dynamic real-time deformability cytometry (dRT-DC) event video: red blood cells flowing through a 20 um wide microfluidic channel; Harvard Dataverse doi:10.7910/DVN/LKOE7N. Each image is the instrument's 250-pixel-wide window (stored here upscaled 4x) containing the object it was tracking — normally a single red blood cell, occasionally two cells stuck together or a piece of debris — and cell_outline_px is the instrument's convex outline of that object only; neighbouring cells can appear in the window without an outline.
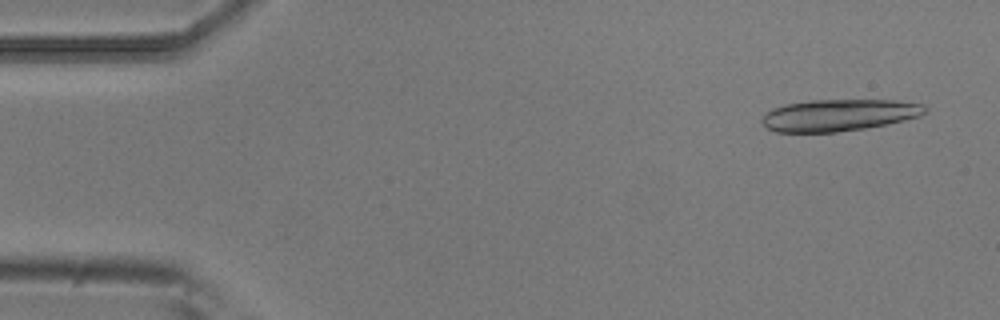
{"species": "common noctule bat (a hibernating species)", "species_latin": "Nyctalus noctula", "temperature_condition": "room temperature", "stored_images_in_passage": 5, "camera_frame_rate_fps": 3000, "um_per_image_px": 0.085, "animal": {"sex": "male", "body_mass_g": 20.5, "forearm_length_mm": 52.5}, "frame": {"image": 1, "passage_image": 1, "time_ms": 0.0, "image_size_px": [1000, 320], "cell_outline_px": [[928, 112], [920, 116], [904, 120], [864, 128], [836, 132], [776, 132], [768, 128], [760, 120], [764, 112], [772, 108], [784, 104], [812, 100], [896, 100], [924, 104], [928, 108]], "centroid_in_image_um": [71.3, 9.77], "position_along_channel_um": 13.7, "area_um2": 30.35}}